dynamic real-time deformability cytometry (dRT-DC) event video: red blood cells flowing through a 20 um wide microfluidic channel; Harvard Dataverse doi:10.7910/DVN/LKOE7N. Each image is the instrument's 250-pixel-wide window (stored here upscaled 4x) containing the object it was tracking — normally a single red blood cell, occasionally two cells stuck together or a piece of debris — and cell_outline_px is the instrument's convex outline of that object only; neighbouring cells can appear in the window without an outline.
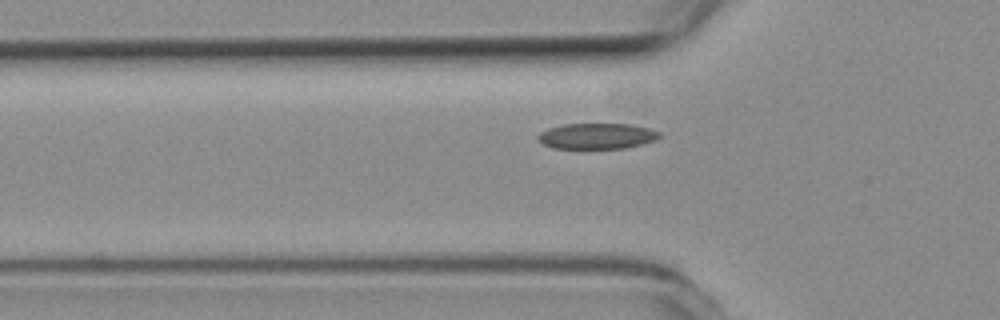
{"species": "common noctule bat (a hibernating species)", "species_latin": "Nyctalus noctula", "temperature_condition": "room temperature", "stored_images_in_passage": 39, "camera_frame_rate_fps": 3000, "um_per_image_px": 0.085, "animal": {"sex": "female", "body_mass_g": 19.3, "forearm_length_mm": 54.1}, "frame": {"image": 1, "passage_image": 10, "time_ms": 3.0, "image_size_px": [1000, 320], "cell_outline_px": [[660, 136], [656, 140], [624, 148], [552, 148], [544, 144], [536, 136], [540, 132], [548, 128], [564, 124], [632, 124], [648, 128], [660, 132]], "centroid_in_image_um": [50.73, 11.56], "position_along_channel_um": 75.1, "area_um2": 18.09}}
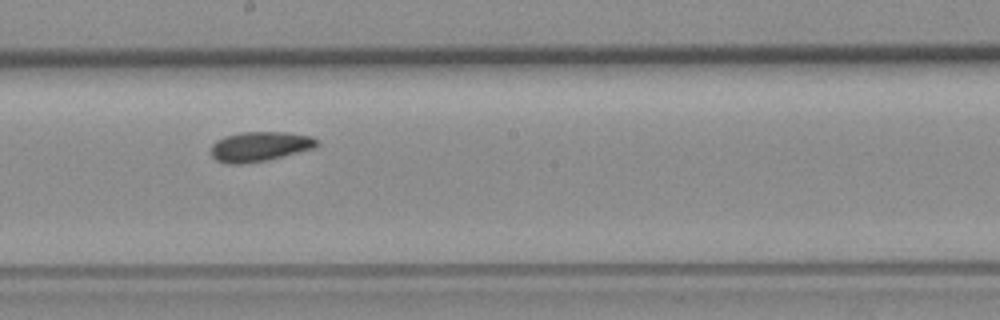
{"frame": {"image": 2, "passage_image": 22, "time_ms": 7.0, "image_size_px": [1000, 320], "cell_outline_px": [[320, 144], [316, 148], [268, 160], [244, 164], [228, 164], [216, 160], [212, 156], [212, 144], [216, 140], [224, 136], [240, 132], [288, 132], [312, 136], [320, 140]], "centroid_in_image_um": [22.13, 12.45], "position_along_channel_um": 226.1, "area_um2": 18.73}}
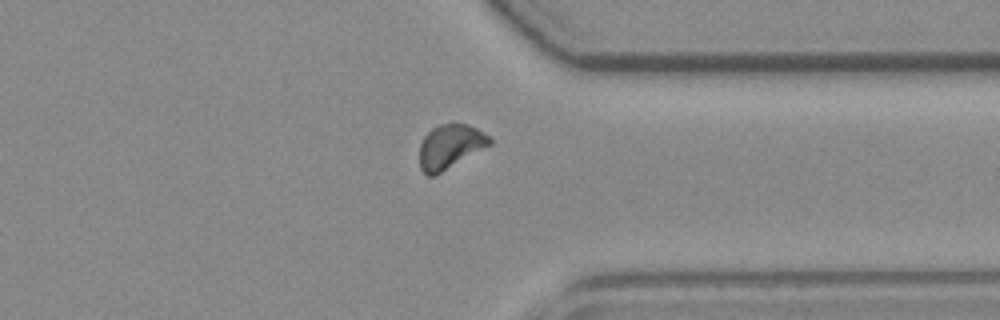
{"frame": {"image": 3, "passage_image": 34, "time_ms": 11.0, "image_size_px": [1000, 320], "cell_outline_px": [[492, 144], [440, 172], [432, 176], [428, 176], [420, 168], [420, 144], [424, 136], [432, 128], [440, 124], [468, 124], [492, 136]], "centroid_in_image_um": [38.28, 12.43], "position_along_channel_um": 373.1, "area_um2": 17.86}}